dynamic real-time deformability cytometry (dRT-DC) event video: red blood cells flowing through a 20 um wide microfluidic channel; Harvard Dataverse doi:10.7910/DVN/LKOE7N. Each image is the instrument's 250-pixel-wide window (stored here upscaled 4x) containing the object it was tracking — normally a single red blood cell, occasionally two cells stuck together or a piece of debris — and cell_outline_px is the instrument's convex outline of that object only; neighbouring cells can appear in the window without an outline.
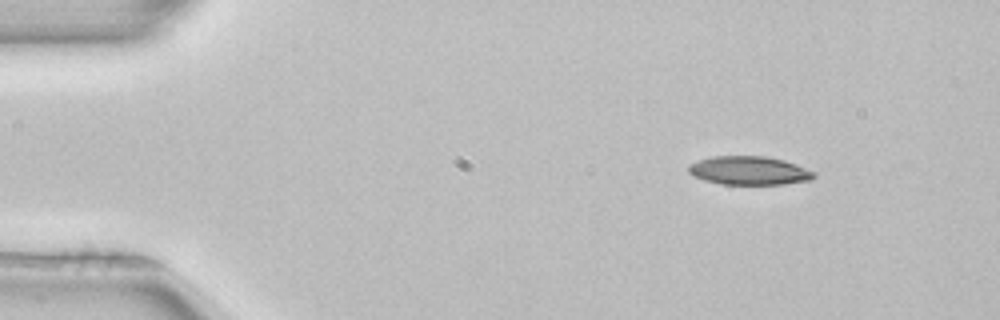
{"species": "common noctule bat (a hibernating species)", "species_latin": "Nyctalus noctula", "temperature_condition": "room temperature", "stored_images_in_passage": 46, "camera_frame_rate_fps": 3000, "um_per_image_px": 0.085, "animal": {"sex": "female", "body_mass_g": 22.7, "forearm_length_mm": 54.2}, "frame": {"image": 1, "passage_image": 1, "time_ms": 0.0, "image_size_px": [1000, 320], "cell_outline_px": [[816, 176], [812, 180], [784, 184], [720, 184], [704, 180], [692, 176], [688, 172], [688, 164], [712, 156], [764, 156], [784, 160], [796, 164], [816, 172]], "centroid_in_image_um": [63.68, 14.5], "position_along_channel_um": 21.3, "area_um2": 21.04}}
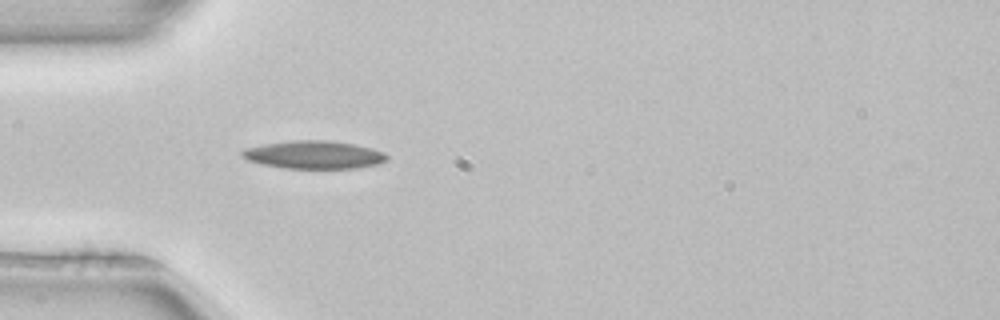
{"frame": {"image": 2, "passage_image": 10, "time_ms": 3.0, "image_size_px": [1000, 320], "cell_outline_px": [[388, 156], [384, 160], [376, 164], [356, 168], [284, 168], [264, 164], [248, 160], [240, 156], [240, 152], [244, 148], [264, 144], [292, 140], [332, 140], [372, 148], [384, 152]], "centroid_in_image_um": [26.65, 13.14], "position_along_channel_um": 58.4, "area_um2": 23.47}}
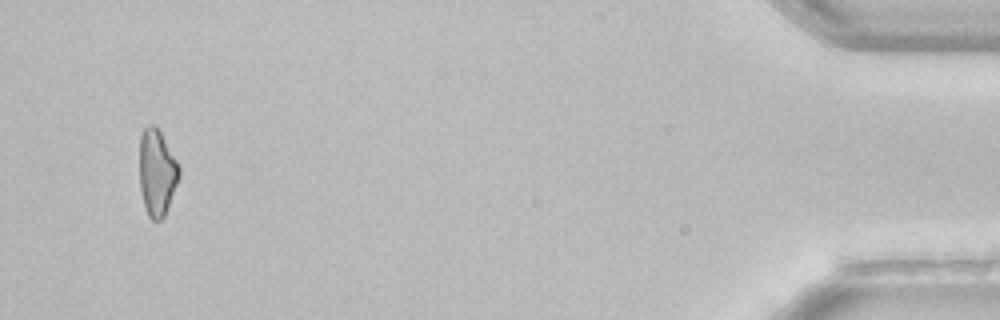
{"frame": {"image": 3, "passage_image": 44, "time_ms": 14.333, "image_size_px": [1000, 320], "cell_outline_px": [[180, 176], [164, 216], [160, 220], [152, 220], [148, 216], [144, 208], [140, 188], [140, 136], [144, 128], [148, 124], [156, 124], [180, 164]], "centroid_in_image_um": [13.35, 14.63], "position_along_channel_um": 421.9, "area_um2": 20.23}, "authors_computed_cell_mechanics": {"area_um2": 21.4727, "velocity_mm_per_s": 3.9773, "shape_relaxation_time_tau1_ms": 9.3489, "shape_relaxation_time_tau2_ms": null, "deformation_change_tau1": 0.2205, "deformation_change_tau2": null}}